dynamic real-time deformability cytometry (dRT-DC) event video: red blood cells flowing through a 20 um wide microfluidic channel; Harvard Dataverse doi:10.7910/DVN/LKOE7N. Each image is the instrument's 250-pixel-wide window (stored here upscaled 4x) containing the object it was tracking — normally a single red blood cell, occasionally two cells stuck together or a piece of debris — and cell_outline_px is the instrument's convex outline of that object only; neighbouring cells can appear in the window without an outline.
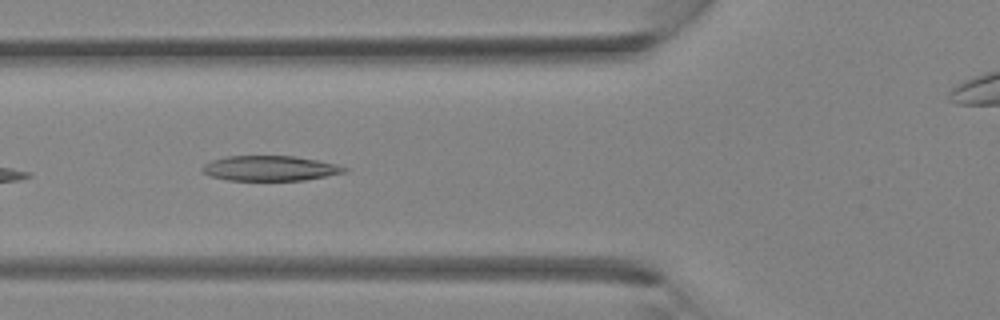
{"species": "Egyptian fruit bat (a non-hibernating species)", "species_latin": "Rousettus aegyptiacus", "temperature_condition": "room temperature", "stored_images_in_passage": 6, "camera_frame_rate_fps": 3000, "um_per_image_px": 0.085, "animal": {"sex": "female"}, "frame": {"image": 1, "passage_image": 5, "time_ms": 5.667, "image_size_px": [1000, 320], "cell_outline_px": [[348, 168], [344, 172], [304, 180], [228, 180], [212, 176], [204, 172], [200, 168], [204, 164], [212, 160], [224, 156], [296, 156], [336, 164]], "centroid_in_image_um": [22.91, 14.29], "position_along_channel_um": 102.9, "area_um2": 20.52}}
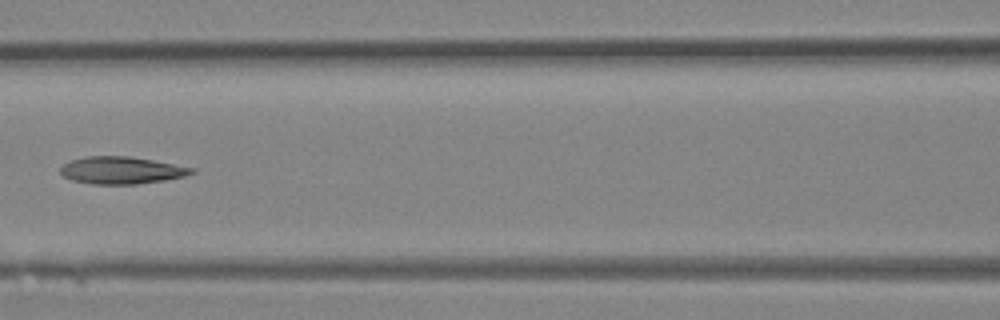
{"frame": {"image": 2, "passage_image": 6, "time_ms": 6.667, "image_size_px": [1000, 320], "cell_outline_px": [[196, 172], [184, 176], [164, 180], [136, 184], [92, 184], [72, 180], [64, 176], [60, 172], [60, 168], [64, 164], [72, 160], [84, 156], [128, 156], [152, 160], [196, 168]], "centroid_in_image_um": [10.33, 14.47], "position_along_channel_um": 156.3, "area_um2": 20.75}}